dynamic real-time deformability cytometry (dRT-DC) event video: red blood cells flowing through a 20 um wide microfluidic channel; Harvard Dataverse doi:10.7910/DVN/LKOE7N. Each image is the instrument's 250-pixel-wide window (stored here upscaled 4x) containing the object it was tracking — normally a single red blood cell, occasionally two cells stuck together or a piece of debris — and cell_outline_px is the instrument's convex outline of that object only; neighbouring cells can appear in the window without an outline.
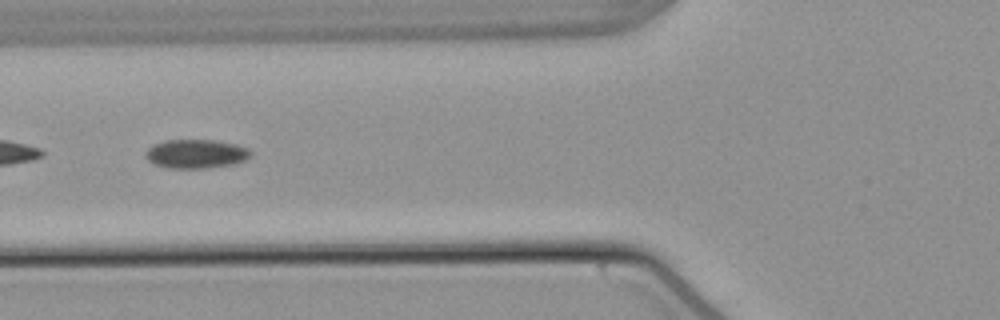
{"species": "common noctule bat (a hibernating species)", "species_latin": "Nyctalus noctula", "temperature_condition": "warm", "stored_images_in_passage": 38, "segment_of_instrument_passage": [1, 2], "camera_frame_rate_fps": 3000, "um_per_image_px": 0.085, "animal": {"sex": "male", "body_mass_g": 21.5, "forearm_length_mm": 52.0}, "frame": {"image": 1, "passage_image": 4, "time_ms": 1.0, "image_size_px": [1000, 320], "cell_outline_px": [[252, 156], [236, 164], [208, 168], [168, 168], [152, 164], [144, 156], [144, 152], [152, 144], [164, 140], [212, 140], [236, 144], [248, 148], [252, 152]], "centroid_in_image_um": [16.64, 13.08], "position_along_channel_um": 109.2, "area_um2": 18.03}}
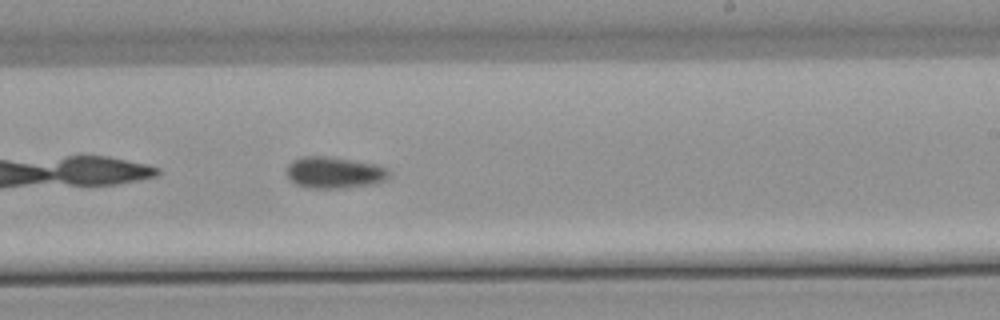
{"frame": {"image": 2, "passage_image": 16, "time_ms": 5.0, "image_size_px": [1000, 320], "cell_outline_px": [[388, 176], [384, 180], [376, 184], [344, 188], [308, 188], [296, 184], [284, 172], [288, 164], [292, 160], [304, 156], [324, 156], [376, 164], [384, 168], [388, 172]], "centroid_in_image_um": [28.36, 14.68], "position_along_channel_um": 260.6, "area_um2": 18.73}}
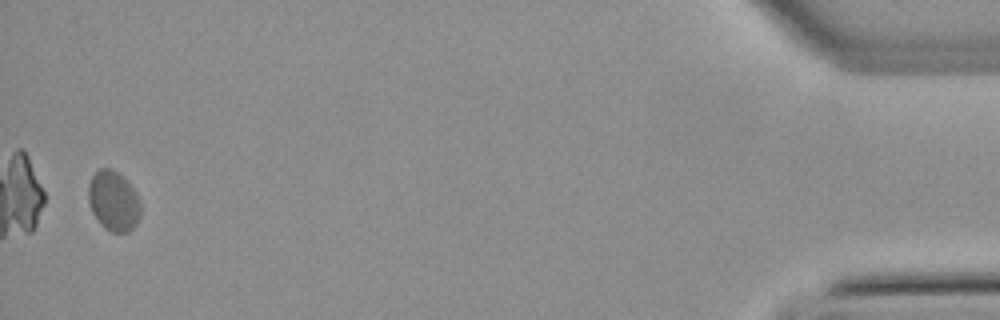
{"frame": {"image": 3, "passage_image": 36, "time_ms": 11.667, "image_size_px": [1000, 320], "cell_outline_px": [[140, 216], [136, 224], [128, 232], [112, 232], [104, 228], [100, 224], [92, 212], [88, 200], [88, 184], [92, 176], [100, 168], [108, 168], [116, 172], [136, 192], [140, 204]], "centroid_in_image_um": [9.62, 17.11], "position_along_channel_um": 425.6, "area_um2": 18.03}}